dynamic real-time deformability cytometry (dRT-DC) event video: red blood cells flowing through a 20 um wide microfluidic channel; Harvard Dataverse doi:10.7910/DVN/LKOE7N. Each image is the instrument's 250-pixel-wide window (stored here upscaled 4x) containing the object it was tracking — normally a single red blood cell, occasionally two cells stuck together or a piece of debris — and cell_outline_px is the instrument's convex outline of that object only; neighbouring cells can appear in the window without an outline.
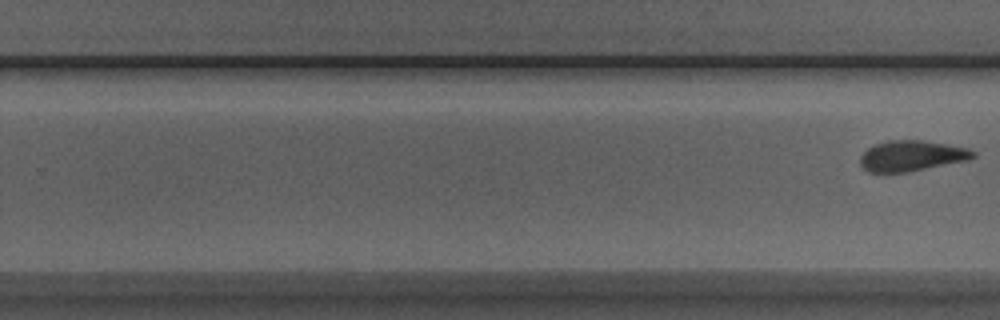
{"species": "Egyptian fruit bat (a non-hibernating species)", "species_latin": "Rousettus aegyptiacus", "temperature_condition": "room temperature", "stored_images_in_passage": 7, "segment_of_instrument_passage": [2, 2], "camera_frame_rate_fps": 3000, "um_per_image_px": 0.085, "animal": {"sex": "male"}, "frame": {"image": 1, "passage_image": 7, "time_ms": 2.0, "image_size_px": [1000, 320], "cell_outline_px": [[976, 156], [968, 160], [908, 172], [868, 172], [860, 164], [860, 156], [868, 148], [876, 144], [888, 140], [920, 140], [968, 148], [976, 152]], "centroid_in_image_um": [77.49, 13.25], "position_along_channel_um": 252.3, "area_um2": 20.0}}